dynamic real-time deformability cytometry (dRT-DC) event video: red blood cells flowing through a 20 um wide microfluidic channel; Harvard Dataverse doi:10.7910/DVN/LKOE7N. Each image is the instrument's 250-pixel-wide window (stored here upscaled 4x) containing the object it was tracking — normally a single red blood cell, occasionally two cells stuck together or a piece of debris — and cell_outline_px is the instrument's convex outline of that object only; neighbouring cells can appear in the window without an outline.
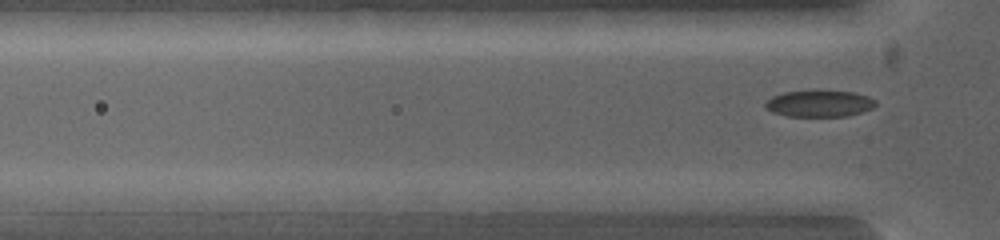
{"species": "common noctule bat (a hibernating species)", "species_latin": "Nyctalus noctula", "temperature_condition": "warm", "stored_images_in_passage": 2, "camera_frame_rate_fps": 5000, "um_per_image_px": 0.085, "animal": {"sex": "female", "body_mass_g": 19.0, "forearm_length_mm": 53.3}, "frame": {"image": 1, "passage_image": 2, "time_ms": 0.2, "image_size_px": [1000, 240], "cell_outline_px": [[600, 200], [592, 208], [516, 212], [496, 212], [496, 200], [512, 192], [580, 192]], "centroid_in_image_um": [46.25, 17.14], "position_along_channel_um": 79.5, "area_um2": 12.43}}